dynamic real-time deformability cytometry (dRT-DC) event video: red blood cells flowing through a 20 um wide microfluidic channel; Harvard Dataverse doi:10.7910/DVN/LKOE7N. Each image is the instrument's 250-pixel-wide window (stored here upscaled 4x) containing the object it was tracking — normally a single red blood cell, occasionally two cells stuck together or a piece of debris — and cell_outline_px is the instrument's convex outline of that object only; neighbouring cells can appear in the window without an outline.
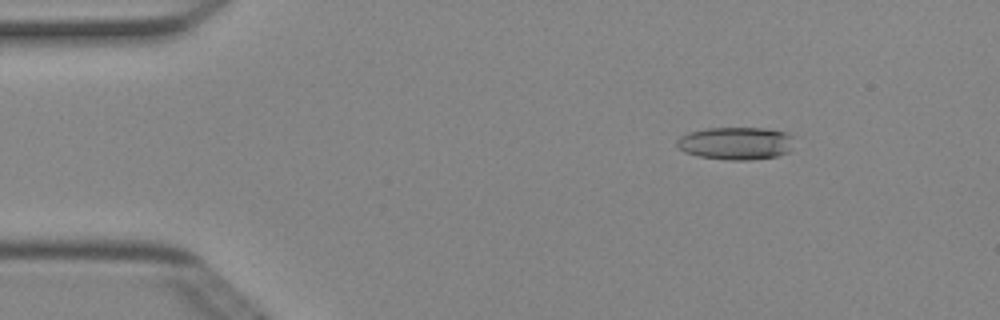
{"species": "Egyptian fruit bat (a non-hibernating species)", "species_latin": "Rousettus aegyptiacus", "temperature_condition": "cold", "stored_images_in_passage": 4, "camera_frame_rate_fps": 3000, "um_per_image_px": 0.085, "animal": {"sex": "female"}, "frame": {"image": 1, "passage_image": 2, "time_ms": 0.333, "image_size_px": [1000, 320], "cell_outline_px": [[796, 136], [788, 152], [776, 156], [752, 160], [728, 160], [700, 156], [684, 152], [676, 144], [676, 140], [680, 136], [688, 132], [708, 128], [764, 128], [784, 132]], "centroid_in_image_um": [62.56, 12.17], "position_along_channel_um": 22.4, "area_um2": 22.43}}